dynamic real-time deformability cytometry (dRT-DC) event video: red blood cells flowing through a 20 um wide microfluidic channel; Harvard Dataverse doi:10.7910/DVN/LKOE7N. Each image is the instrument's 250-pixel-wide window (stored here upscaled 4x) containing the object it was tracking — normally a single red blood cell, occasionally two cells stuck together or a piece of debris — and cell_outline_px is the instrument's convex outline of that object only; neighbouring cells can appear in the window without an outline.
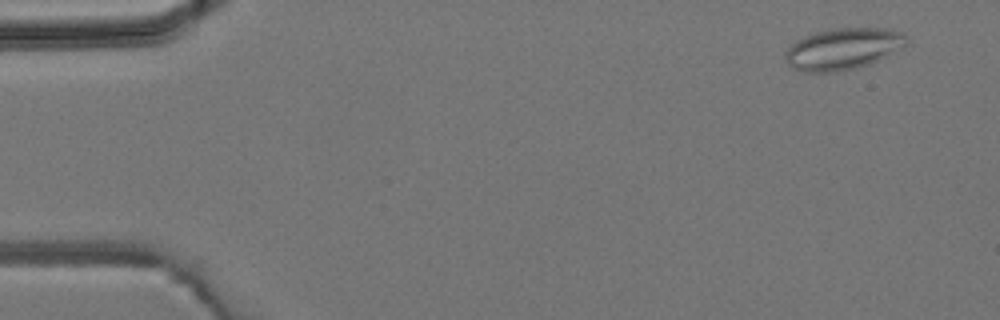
{"species": "common noctule bat (a hibernating species)", "species_latin": "Nyctalus noctula", "temperature_condition": "room temperature", "stored_images_in_passage": 3, "camera_frame_rate_fps": 3000, "um_per_image_px": 0.085, "animal": {"sex": "male", "body_mass_g": 19.2, "forearm_length_mm": 51.8}, "frame": {"image": 1, "passage_image": 1, "time_ms": 0.0, "image_size_px": [1000, 320], "cell_outline_px": [[908, 44], [868, 64], [856, 68], [836, 72], [804, 72], [792, 68], [788, 64], [784, 56], [784, 52], [796, 40], [804, 36], [816, 32], [832, 28], [888, 28], [900, 32], [908, 36]], "centroid_in_image_um": [71.63, 4.14], "position_along_channel_um": 13.4, "area_um2": 29.3}}